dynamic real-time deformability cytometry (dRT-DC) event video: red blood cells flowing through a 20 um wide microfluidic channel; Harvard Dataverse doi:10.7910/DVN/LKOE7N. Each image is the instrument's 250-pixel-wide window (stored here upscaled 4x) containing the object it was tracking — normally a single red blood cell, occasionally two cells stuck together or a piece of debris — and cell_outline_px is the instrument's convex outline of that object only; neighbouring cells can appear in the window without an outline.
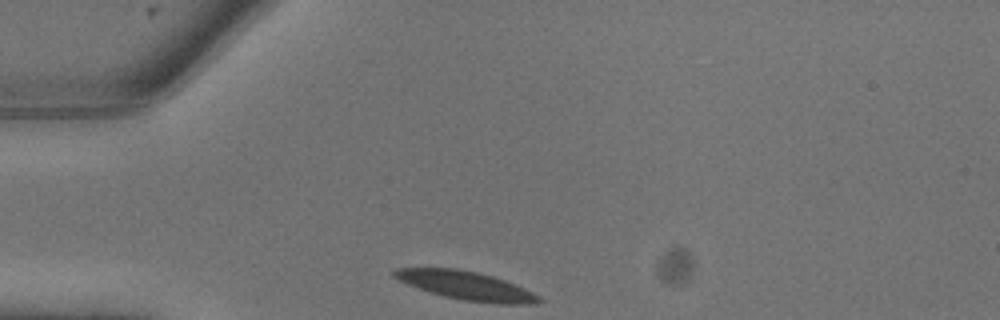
{"species": "common noctule bat (a hibernating species)", "species_latin": "Nyctalus noctula", "temperature_condition": "warm", "stored_images_in_passage": 2, "camera_frame_rate_fps": 3000, "um_per_image_px": 0.085, "animal": {"sex": "male", "body_mass_g": 13.3}, "frame": {"image": 1, "passage_image": 1, "time_ms": 0.0, "image_size_px": [1000, 320], "cell_outline_px": [[544, 300], [528, 304], [496, 304], [464, 300], [444, 296], [428, 292], [408, 284], [392, 276], [392, 272], [396, 268], [456, 268], [476, 272], [492, 276], [504, 280], [524, 288], [540, 296]], "centroid_in_image_um": [39.61, 24.28], "position_along_channel_um": 45.4, "area_um2": 23.87}}